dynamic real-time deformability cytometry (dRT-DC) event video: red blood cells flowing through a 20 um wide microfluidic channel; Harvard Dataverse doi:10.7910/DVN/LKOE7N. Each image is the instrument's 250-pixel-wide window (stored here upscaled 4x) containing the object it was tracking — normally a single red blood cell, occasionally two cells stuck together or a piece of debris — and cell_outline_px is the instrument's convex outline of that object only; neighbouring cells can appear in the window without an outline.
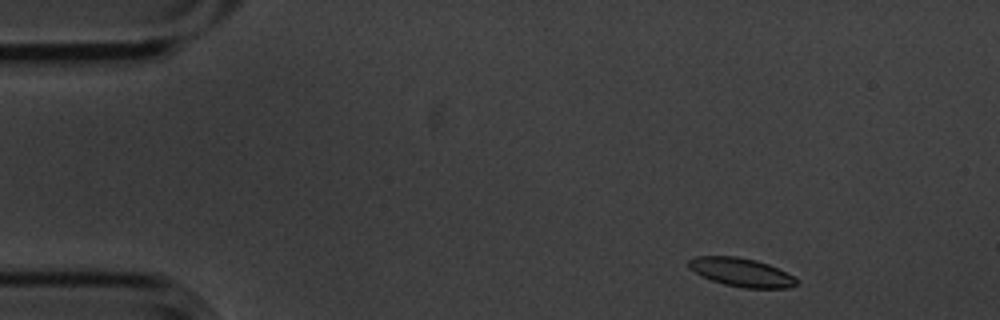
{"species": "common noctule bat (a hibernating species)", "species_latin": "Nyctalus noctula", "temperature_condition": "cold", "stored_images_in_passage": 6, "camera_frame_rate_fps": 3000, "um_per_image_px": 0.085, "animal": {"sex": "male", "body_mass_g": 20.1, "forearm_length_mm": 53.5}, "frame": {"image": 1, "passage_image": 1, "time_ms": 0.0, "image_size_px": [1000, 320], "cell_outline_px": [[796, 284], [788, 288], [744, 288], [724, 284], [712, 280], [688, 268], [688, 260], [696, 256], [736, 256], [756, 260], [768, 264], [792, 276], [796, 280]], "centroid_in_image_um": [62.97, 23.14], "position_along_channel_um": 22.0, "area_um2": 17.63}}
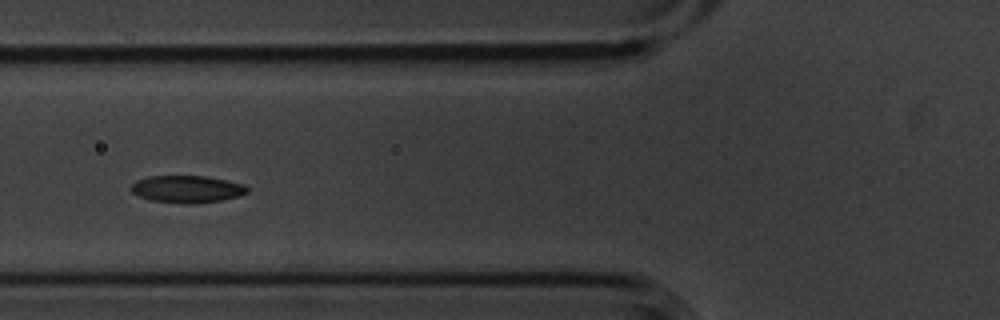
{"frame": {"image": 2, "passage_image": 5, "time_ms": 1.333, "image_size_px": [1000, 320], "cell_outline_px": [[248, 192], [240, 196], [220, 200], [192, 204], [184, 204], [152, 200], [140, 196], [132, 192], [128, 188], [136, 180], [148, 176], [204, 176], [244, 184], [248, 188]], "centroid_in_image_um": [15.87, 16.07], "position_along_channel_um": 109.9, "area_um2": 18.38}}
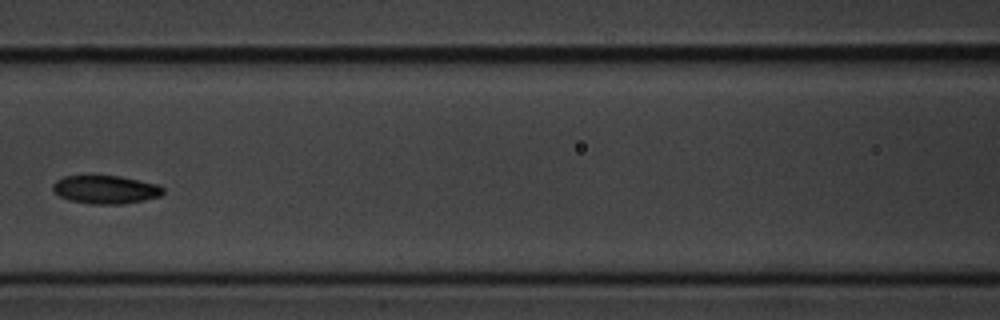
{"frame": {"image": 3, "passage_image": 6, "time_ms": 1.667, "image_size_px": [1000, 320], "cell_outline_px": [[164, 192], [160, 196], [144, 200], [124, 204], [92, 204], [68, 200], [60, 196], [52, 188], [52, 184], [56, 180], [64, 176], [120, 176], [160, 184], [164, 188]], "centroid_in_image_um": [9.0, 16.11], "position_along_channel_um": 157.6, "area_um2": 18.26}}